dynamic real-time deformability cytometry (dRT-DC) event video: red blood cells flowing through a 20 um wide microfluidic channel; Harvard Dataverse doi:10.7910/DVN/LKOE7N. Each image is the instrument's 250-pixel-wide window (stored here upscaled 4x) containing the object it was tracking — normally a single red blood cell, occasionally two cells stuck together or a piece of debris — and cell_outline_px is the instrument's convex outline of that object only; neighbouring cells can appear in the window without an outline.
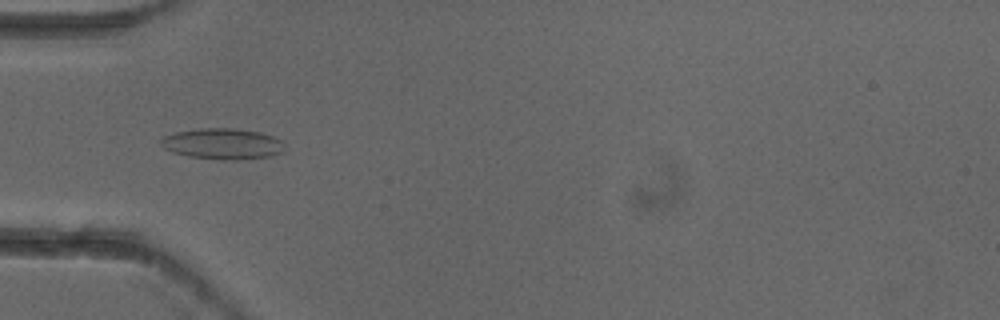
{"species": "common noctule bat (a hibernating species)", "species_latin": "Nyctalus noctula", "temperature_condition": "cold", "stored_images_in_passage": 6, "camera_frame_rate_fps": 3000, "um_per_image_px": 0.085, "animal": {"sex": "female"}, "frame": {"image": 1, "passage_image": 4, "time_ms": 1.0, "image_size_px": [1000, 320], "cell_outline_px": [[284, 152], [268, 156], [236, 160], [220, 160], [188, 156], [172, 152], [164, 148], [160, 144], [160, 140], [164, 136], [176, 132], [200, 128], [232, 128], [260, 132], [272, 136], [280, 140]], "centroid_in_image_um": [18.88, 12.22], "position_along_channel_um": 66.1, "area_um2": 22.2}}
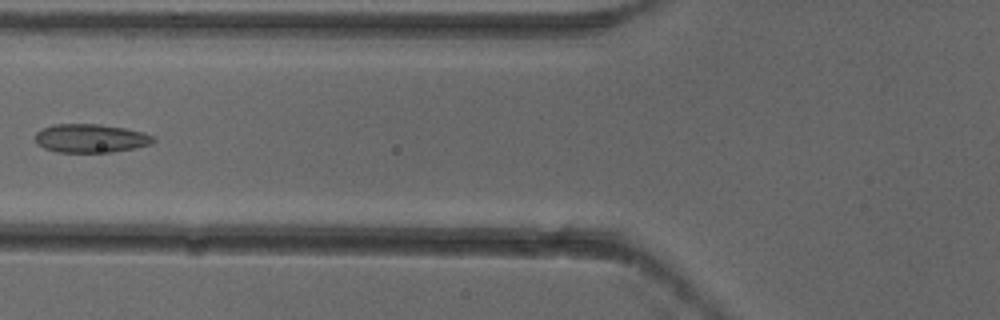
{"frame": {"image": 2, "passage_image": 5, "time_ms": 1.333, "image_size_px": [1000, 320], "cell_outline_px": [[156, 140], [152, 144], [136, 148], [112, 152], [56, 152], [44, 148], [36, 144], [36, 132], [44, 128], [56, 124], [100, 124], [124, 128], [144, 132], [156, 136]], "centroid_in_image_um": [7.76, 11.76], "position_along_channel_um": 118.0, "area_um2": 19.83}}
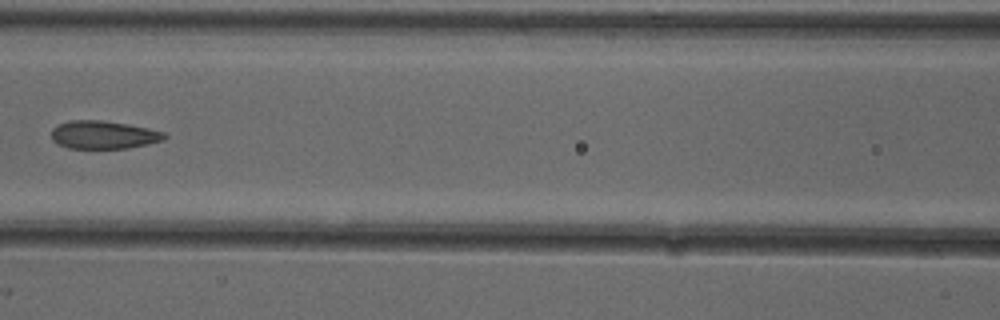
{"frame": {"image": 3, "passage_image": 6, "time_ms": 1.667, "image_size_px": [1000, 320], "cell_outline_px": [[168, 136], [164, 140], [148, 144], [128, 148], [68, 148], [52, 140], [52, 128], [60, 124], [72, 120], [104, 120], [128, 124], [148, 128], [164, 132]], "centroid_in_image_um": [8.83, 11.45], "position_along_channel_um": 157.8, "area_um2": 18.44}}